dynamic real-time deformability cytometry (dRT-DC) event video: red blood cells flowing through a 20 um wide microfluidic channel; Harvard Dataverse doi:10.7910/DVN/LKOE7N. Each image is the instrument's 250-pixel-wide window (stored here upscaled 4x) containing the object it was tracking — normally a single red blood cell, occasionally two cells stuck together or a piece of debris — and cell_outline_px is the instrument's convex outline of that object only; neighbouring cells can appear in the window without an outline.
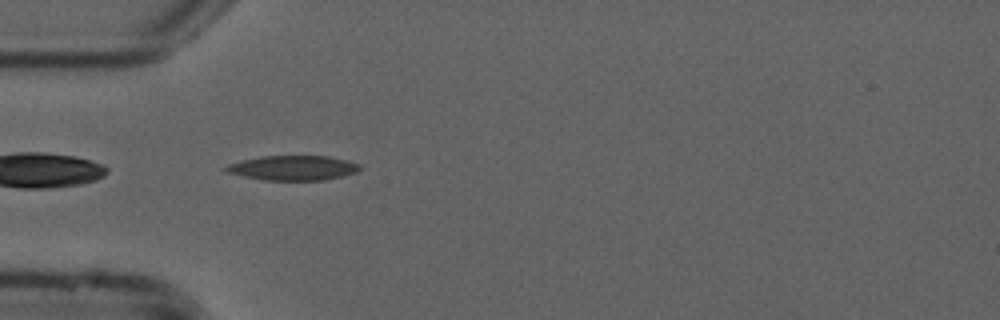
{"species": "common noctule bat (a hibernating species)", "species_latin": "Nyctalus noctula", "temperature_condition": "cold", "stored_images_in_passage": 38, "camera_frame_rate_fps": 3000, "um_per_image_px": 0.085, "animal": {"sex": "male", "forearm_length_mm": 52.5}, "frame": {"image": 1, "passage_image": 1, "time_ms": 0.0, "image_size_px": [1000, 320], "cell_outline_px": [[360, 168], [356, 172], [324, 180], [264, 180], [244, 176], [228, 172], [224, 168], [228, 164], [260, 156], [328, 156], [348, 160], [360, 164]], "centroid_in_image_um": [24.93, 14.26], "position_along_channel_um": 60.1, "area_um2": 19.07}}
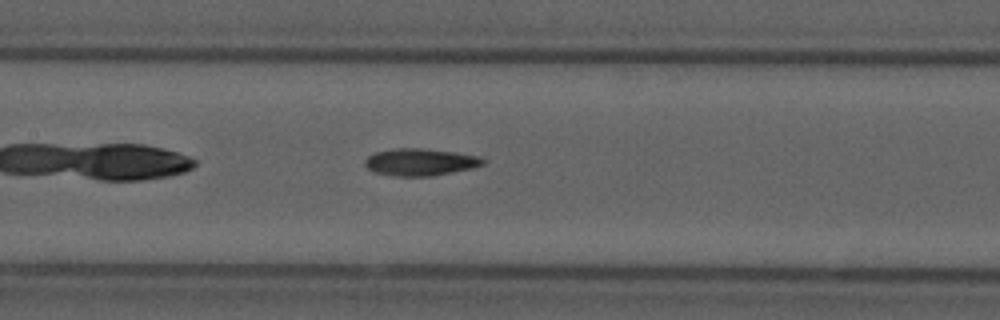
{"frame": {"image": 2, "passage_image": 10, "time_ms": 3.0, "image_size_px": [1000, 320], "cell_outline_px": [[488, 160], [484, 164], [472, 168], [432, 176], [396, 176], [376, 172], [368, 168], [364, 164], [364, 160], [368, 156], [376, 152], [396, 148], [420, 148], [452, 152], [480, 156]], "centroid_in_image_um": [35.75, 13.77], "position_along_channel_um": 171.7, "area_um2": 18.55}}
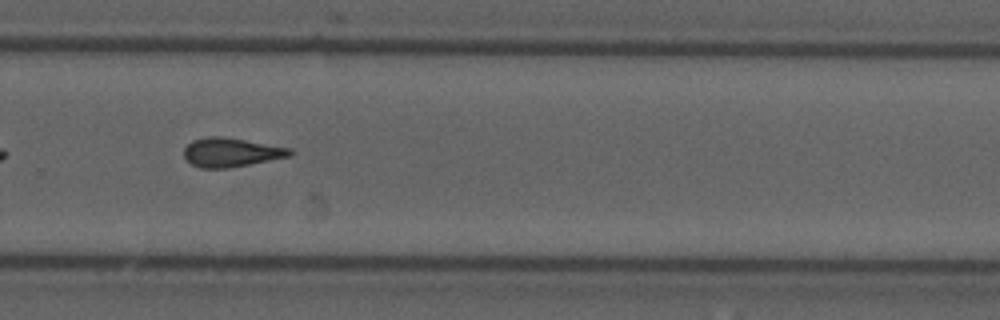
{"frame": {"image": 3, "passage_image": 21, "time_ms": 6.667, "image_size_px": [1000, 320], "cell_outline_px": [[292, 156], [228, 168], [200, 168], [192, 164], [184, 156], [184, 148], [192, 140], [208, 136], [220, 136], [292, 148]], "centroid_in_image_um": [19.64, 12.95], "position_along_channel_um": 310.2, "area_um2": 17.8}, "authors_computed_cell_mechanics": {"area_um2": 17.8024, "velocity_mm_per_s": 3.7998, "shape_relaxation_time_tau1_ms": null, "shape_relaxation_time_tau2_ms": 10.3538, "deformation_change_tau1": null, "deformation_change_tau2": 0.2617}}